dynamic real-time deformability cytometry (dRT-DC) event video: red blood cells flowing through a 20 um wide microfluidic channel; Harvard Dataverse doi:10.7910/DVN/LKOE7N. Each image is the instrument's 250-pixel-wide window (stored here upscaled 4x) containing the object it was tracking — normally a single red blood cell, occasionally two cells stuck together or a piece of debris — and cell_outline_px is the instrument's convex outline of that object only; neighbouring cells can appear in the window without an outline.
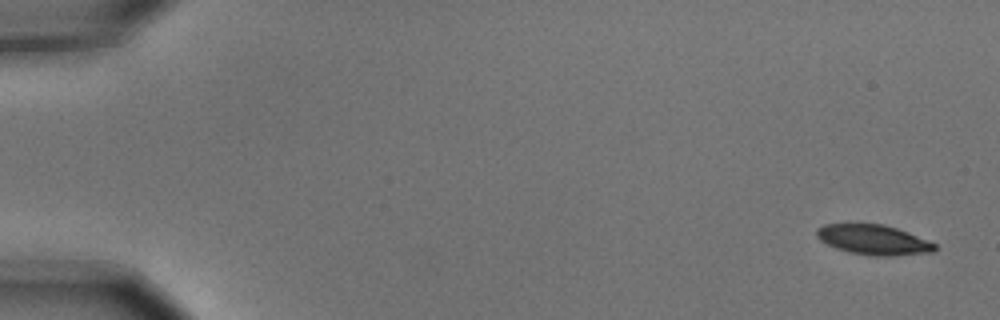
{"species": "common noctule bat (a hibernating species)", "species_latin": "Nyctalus noctula", "temperature_condition": "cold", "stored_images_in_passage": 5, "camera_frame_rate_fps": 3000, "um_per_image_px": 0.085, "animal": {"sex": "male", "body_mass_g": 15.6}, "frame": {"image": 1, "passage_image": 1, "time_ms": 0.0, "image_size_px": [1000, 320], "cell_outline_px": [[936, 248], [932, 252], [892, 256], [872, 256], [848, 252], [836, 248], [820, 240], [816, 236], [816, 228], [824, 224], [884, 224], [908, 232], [936, 244]], "centroid_in_image_um": [74.22, 20.38], "position_along_channel_um": 10.8, "area_um2": 20.58}}
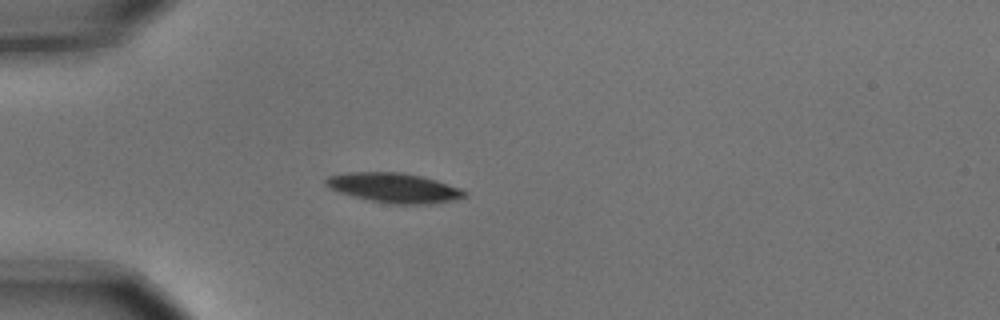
{"frame": {"image": 2, "passage_image": 4, "time_ms": 1.0, "image_size_px": [1000, 320], "cell_outline_px": [[468, 196], [452, 200], [432, 204], [392, 204], [352, 196], [328, 188], [324, 184], [324, 180], [328, 176], [348, 172], [400, 172], [420, 176], [436, 180], [460, 188], [468, 192]], "centroid_in_image_um": [33.49, 15.96], "position_along_channel_um": 51.5, "area_um2": 23.99}}